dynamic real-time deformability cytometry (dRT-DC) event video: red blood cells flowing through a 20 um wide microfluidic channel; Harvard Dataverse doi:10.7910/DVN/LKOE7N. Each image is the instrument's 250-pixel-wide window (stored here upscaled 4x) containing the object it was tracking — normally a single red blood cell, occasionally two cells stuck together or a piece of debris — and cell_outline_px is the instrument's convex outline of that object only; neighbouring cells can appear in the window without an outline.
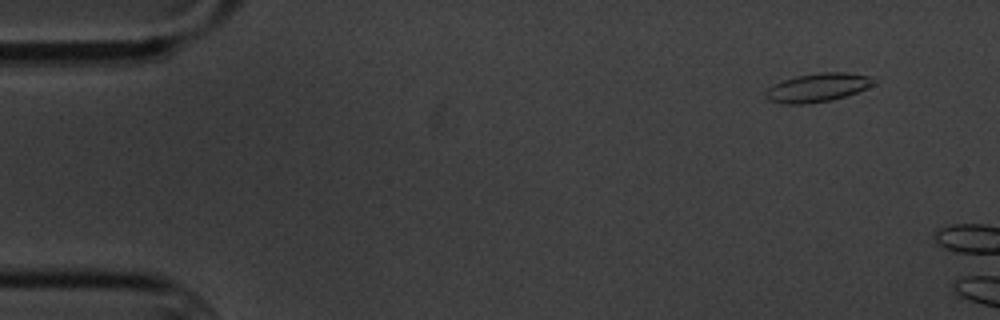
{"species": "common noctule bat (a hibernating species)", "species_latin": "Nyctalus noctula", "temperature_condition": "cold", "stored_images_in_passage": 4, "camera_frame_rate_fps": 3000, "um_per_image_px": 0.085, "animal": {"sex": "male", "body_mass_g": 20.1, "forearm_length_mm": 53.5}, "frame": {"image": 1, "passage_image": 2, "time_ms": 1.0, "image_size_px": [1000, 320], "cell_outline_px": [[872, 84], [856, 92], [832, 100], [804, 104], [788, 104], [768, 100], [764, 96], [764, 92], [768, 88], [784, 80], [796, 76], [820, 72], [844, 72], [868, 76]], "centroid_in_image_um": [69.4, 7.45], "position_along_channel_um": 15.6, "area_um2": 17.51}}